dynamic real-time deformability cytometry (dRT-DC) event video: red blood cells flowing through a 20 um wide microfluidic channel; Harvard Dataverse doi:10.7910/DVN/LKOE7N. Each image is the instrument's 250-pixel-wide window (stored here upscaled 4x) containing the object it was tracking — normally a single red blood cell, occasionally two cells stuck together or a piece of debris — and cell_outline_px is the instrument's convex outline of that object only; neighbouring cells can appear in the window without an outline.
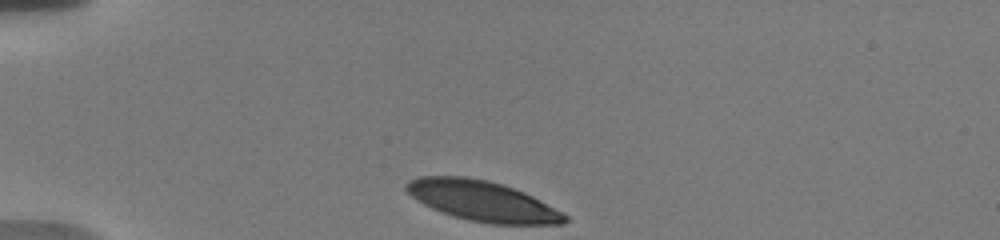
{"species": "human", "species_latin": "Homo sapiens", "temperature_condition": "warm", "stored_images_in_passage": 26, "camera_frame_rate_fps": 3000, "um_per_image_px": 0.085, "donor": {"sex": "male"}, "frame": {"image": 1, "passage_image": 1, "time_ms": 0.0, "image_size_px": [1000, 240], "cell_outline_px": [[568, 220], [564, 224], [492, 224], [468, 220], [432, 208], [416, 200], [404, 188], [404, 184], [408, 180], [416, 176], [464, 176], [488, 180], [524, 192], [564, 212], [568, 216]], "centroid_in_image_um": [41.0, 17.08], "position_along_channel_um": 44.0, "area_um2": 37.11}}
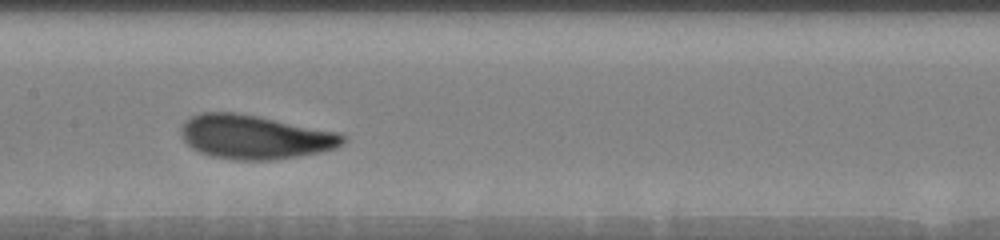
{"frame": {"image": 2, "passage_image": 16, "time_ms": 5.0, "image_size_px": [1000, 240], "cell_outline_px": [[348, 136], [344, 144], [336, 148], [300, 156], [272, 160], [236, 160], [212, 156], [200, 152], [192, 148], [180, 136], [180, 128], [184, 120], [200, 112], [236, 112], [336, 132]], "centroid_in_image_um": [21.63, 11.65], "position_along_channel_um": 185.8, "area_um2": 41.44}}
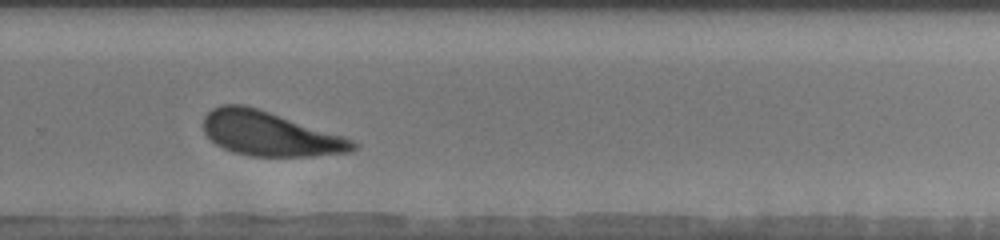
{"frame": {"image": 3, "passage_image": 26, "time_ms": 8.333, "image_size_px": [1000, 240], "cell_outline_px": [[360, 144], [352, 152], [312, 156], [248, 156], [232, 152], [216, 144], [204, 132], [204, 116], [212, 108], [220, 104], [244, 104], [344, 136]], "centroid_in_image_um": [22.93, 11.37], "position_along_channel_um": 306.9, "area_um2": 38.55}}